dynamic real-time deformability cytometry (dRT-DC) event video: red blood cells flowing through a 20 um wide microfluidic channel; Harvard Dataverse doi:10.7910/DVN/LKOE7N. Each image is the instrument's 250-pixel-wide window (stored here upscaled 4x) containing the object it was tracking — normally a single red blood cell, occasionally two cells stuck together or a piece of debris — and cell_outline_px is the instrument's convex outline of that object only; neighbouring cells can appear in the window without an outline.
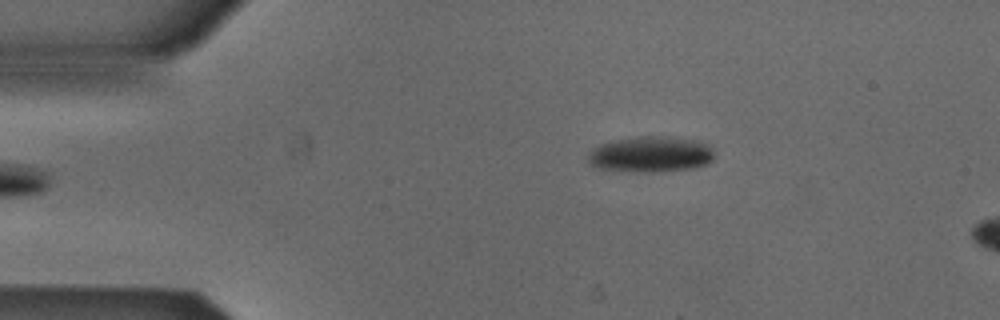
{"species": "Egyptian fruit bat (a non-hibernating species)", "species_latin": "Rousettus aegyptiacus", "temperature_condition": "cold", "stored_images_in_passage": 4, "camera_frame_rate_fps": 3000, "um_per_image_px": 0.085, "animal": {"sex": "male"}, "frame": {"image": 1, "passage_image": 4, "time_ms": 1.0, "image_size_px": [1000, 320], "cell_outline_px": [[716, 156], [708, 164], [692, 168], [648, 172], [600, 168], [592, 164], [588, 160], [588, 156], [592, 148], [600, 144], [616, 140], [640, 136], [660, 136], [700, 140], [712, 144]], "centroid_in_image_um": [55.42, 13.09], "position_along_channel_um": 29.6, "area_um2": 26.36}}